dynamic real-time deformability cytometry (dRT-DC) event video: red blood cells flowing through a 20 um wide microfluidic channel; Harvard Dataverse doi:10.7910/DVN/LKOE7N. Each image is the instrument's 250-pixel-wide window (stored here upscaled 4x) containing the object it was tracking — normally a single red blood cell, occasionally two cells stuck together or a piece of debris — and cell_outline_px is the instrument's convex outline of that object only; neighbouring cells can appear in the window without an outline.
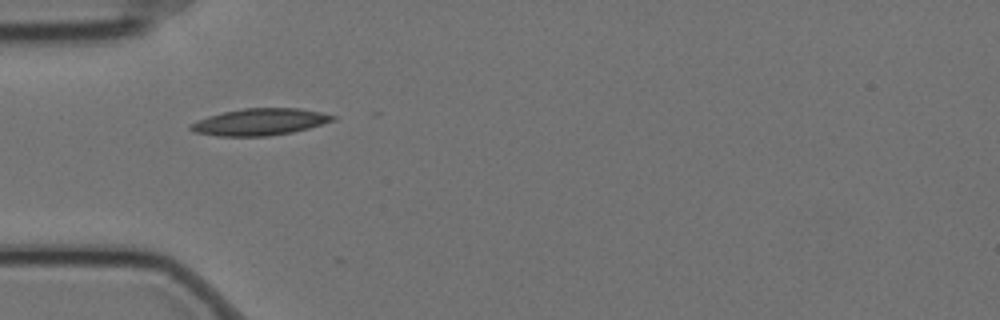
{"species": "Egyptian fruit bat (a non-hibernating species)", "species_latin": "Rousettus aegyptiacus", "temperature_condition": "cold", "stored_images_in_passage": 3, "camera_frame_rate_fps": 3000, "um_per_image_px": 0.085, "animal": {"sex": "female"}, "frame": {"image": 1, "passage_image": 1, "time_ms": 0.0, "image_size_px": [1000, 320], "cell_outline_px": [[336, 120], [308, 128], [292, 132], [268, 136], [216, 136], [196, 132], [188, 128], [188, 124], [208, 116], [224, 112], [244, 108], [300, 108], [320, 112], [336, 116]], "centroid_in_image_um": [22.08, 10.36], "position_along_channel_um": 62.9, "area_um2": 22.14}}